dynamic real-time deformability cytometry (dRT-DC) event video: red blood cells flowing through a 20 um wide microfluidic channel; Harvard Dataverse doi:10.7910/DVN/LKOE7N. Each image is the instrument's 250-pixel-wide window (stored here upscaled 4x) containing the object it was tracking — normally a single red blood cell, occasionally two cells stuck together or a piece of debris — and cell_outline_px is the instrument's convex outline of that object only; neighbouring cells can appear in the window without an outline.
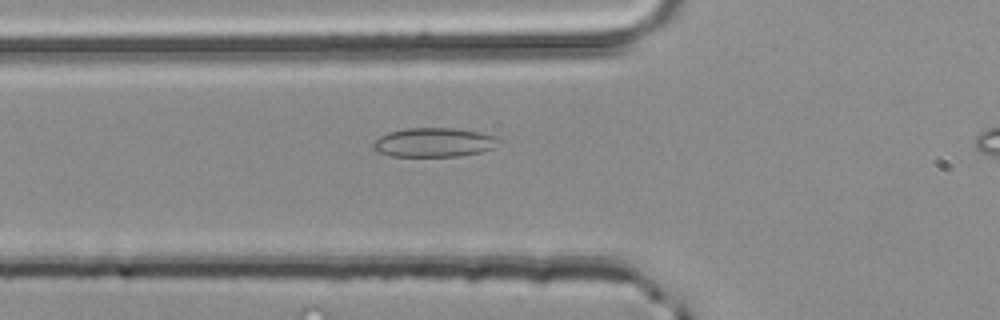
{"species": "common noctule bat (a hibernating species)", "species_latin": "Nyctalus noctula", "temperature_condition": "room temperature", "stored_images_in_passage": 28, "camera_frame_rate_fps": 3000, "um_per_image_px": 0.085, "animal": {"sex": "male", "body_mass_g": 20.4}, "frame": {"image": 1, "passage_image": 2, "time_ms": 0.333, "image_size_px": [1000, 320], "cell_outline_px": [[504, 140], [492, 148], [480, 152], [456, 156], [392, 156], [376, 152], [372, 148], [372, 144], [380, 136], [388, 132], [404, 128], [452, 128], [480, 132], [500, 136]], "centroid_in_image_um": [36.91, 12.09], "position_along_channel_um": 88.9, "area_um2": 21.56}}
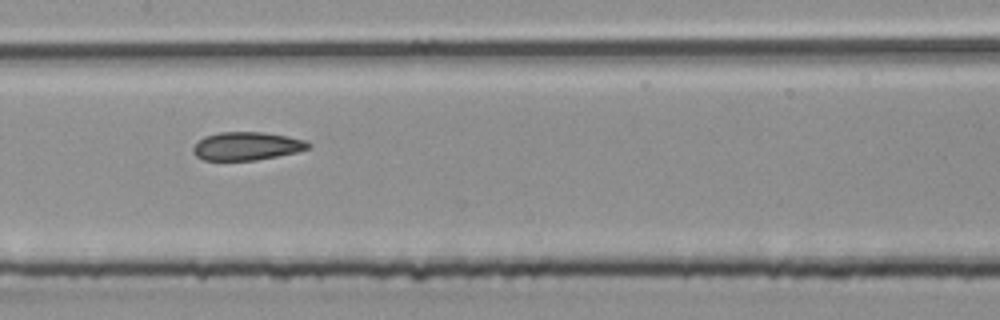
{"frame": {"image": 2, "passage_image": 9, "time_ms": 2.667, "image_size_px": [1000, 320], "cell_outline_px": [[312, 148], [296, 152], [256, 160], [204, 160], [196, 156], [192, 152], [192, 148], [204, 136], [220, 132], [264, 132], [288, 136], [304, 140], [312, 144]], "centroid_in_image_um": [20.99, 12.41], "position_along_channel_um": 186.4, "area_um2": 18.96}}
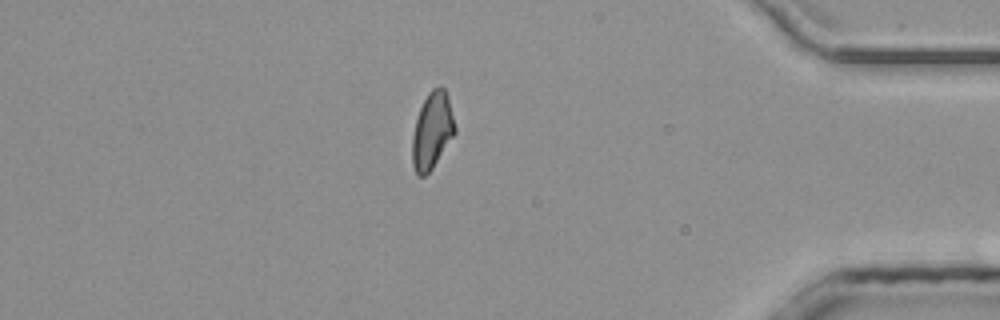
{"frame": {"image": 3, "passage_image": 27, "time_ms": 8.667, "image_size_px": [1000, 320], "cell_outline_px": [[456, 132], [432, 168], [424, 176], [416, 176], [412, 164], [412, 136], [416, 120], [420, 108], [428, 92], [432, 88], [440, 84], [444, 88], [448, 96], [456, 128]], "centroid_in_image_um": [36.73, 11.09], "position_along_channel_um": 398.5, "area_um2": 19.07}}